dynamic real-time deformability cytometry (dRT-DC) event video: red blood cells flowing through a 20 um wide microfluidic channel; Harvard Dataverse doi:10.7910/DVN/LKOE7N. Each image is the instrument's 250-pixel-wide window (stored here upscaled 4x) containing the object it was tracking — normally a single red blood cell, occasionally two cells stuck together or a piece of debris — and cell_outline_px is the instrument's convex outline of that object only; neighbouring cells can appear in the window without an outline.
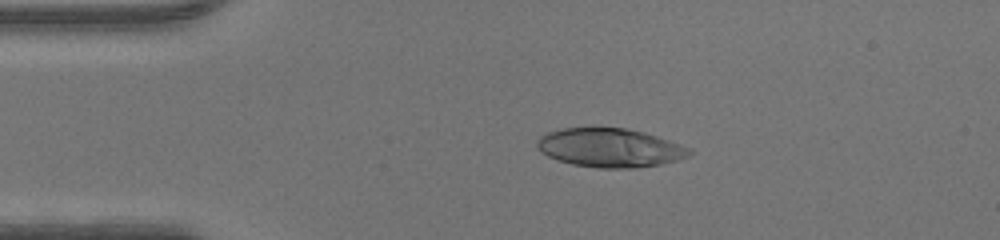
{"species": "human", "species_latin": "Homo sapiens", "temperature_condition": "warm", "stored_images_in_passage": 41, "camera_frame_rate_fps": 3000, "um_per_image_px": 0.085, "donor": {"sex": "male"}, "frame": {"image": 1, "passage_image": 9, "time_ms": 2.667, "image_size_px": [1000, 240], "cell_outline_px": [[692, 152], [688, 156], [676, 160], [660, 164], [636, 168], [596, 168], [572, 164], [556, 160], [540, 152], [536, 144], [536, 140], [540, 136], [548, 132], [564, 128], [592, 124], [628, 128], [644, 132], [692, 148]], "centroid_in_image_um": [51.79, 12.52], "position_along_channel_um": 33.2, "area_um2": 35.43}}
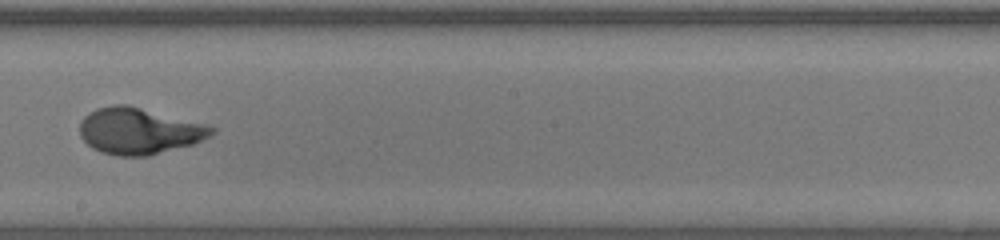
{"frame": {"image": 2, "passage_image": 26, "time_ms": 8.333, "image_size_px": [1000, 240], "cell_outline_px": [[216, 132], [192, 144], [148, 156], [116, 156], [100, 152], [92, 148], [80, 136], [80, 120], [88, 112], [96, 108], [112, 104], [128, 104], [204, 124], [216, 128]], "centroid_in_image_um": [11.76, 11.13], "position_along_channel_um": 236.4, "area_um2": 35.6}}
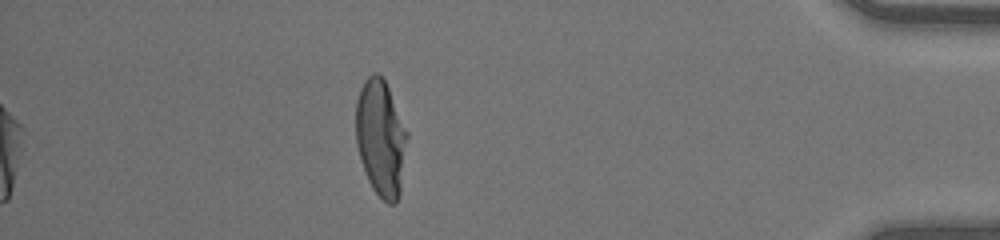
{"frame": {"image": 3, "passage_image": 41, "time_ms": 13.333, "image_size_px": [1000, 240], "cell_outline_px": [[408, 136], [400, 196], [396, 204], [388, 204], [372, 188], [368, 180], [360, 160], [356, 144], [356, 100], [360, 88], [364, 80], [372, 72], [376, 72], [384, 80], [388, 88], [408, 132]], "centroid_in_image_um": [32.37, 11.75], "position_along_channel_um": 402.8, "area_um2": 35.03}}